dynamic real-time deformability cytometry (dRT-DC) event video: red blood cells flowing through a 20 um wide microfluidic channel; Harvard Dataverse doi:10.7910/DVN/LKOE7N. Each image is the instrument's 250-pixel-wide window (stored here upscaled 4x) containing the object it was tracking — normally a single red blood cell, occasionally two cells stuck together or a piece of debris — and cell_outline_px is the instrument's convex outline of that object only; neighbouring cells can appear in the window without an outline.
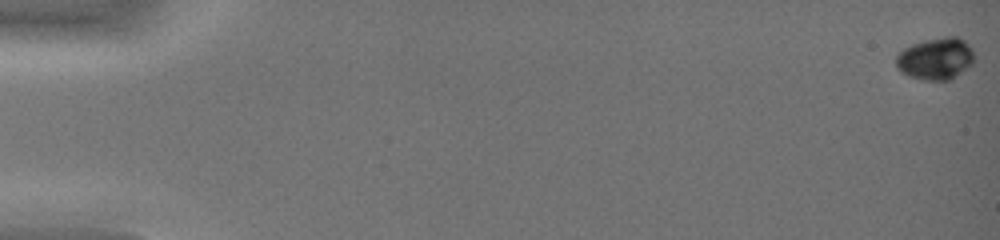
{"species": "common noctule bat (a hibernating species)", "species_latin": "Nyctalus noctula", "temperature_condition": "warm", "stored_images_in_passage": 46, "camera_frame_rate_fps": 3000, "um_per_image_px": 0.085, "animal": {"sex": "female", "body_mass_g": 19.0, "forearm_length_mm": 51.5}, "frame": {"image": 1, "passage_image": 1, "time_ms": 0.0, "image_size_px": [1000, 240], "cell_outline_px": [[972, 64], [948, 80], [924, 80], [908, 76], [900, 72], [896, 68], [896, 56], [904, 48], [912, 44], [928, 40], [948, 36], [956, 36], [964, 40], [972, 48]], "centroid_in_image_um": [79.49, 4.99], "position_along_channel_um": 5.5, "area_um2": 18.84}}
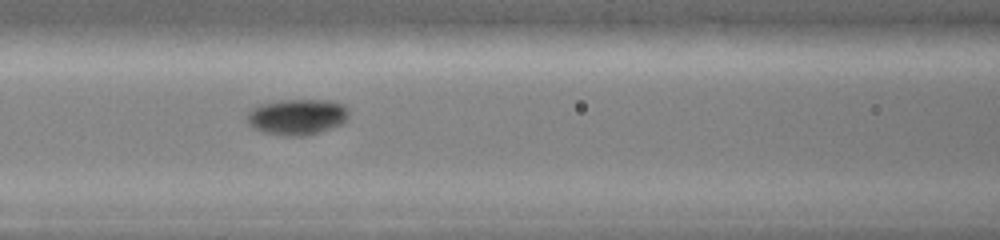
{"frame": {"image": 2, "passage_image": 23, "time_ms": 7.333, "image_size_px": [1000, 240], "cell_outline_px": [[348, 116], [344, 124], [308, 136], [280, 136], [264, 132], [252, 128], [248, 124], [248, 112], [252, 108], [260, 104], [280, 100], [332, 100], [344, 104], [348, 108]], "centroid_in_image_um": [25.28, 9.94], "position_along_channel_um": 141.3, "area_um2": 21.68}}
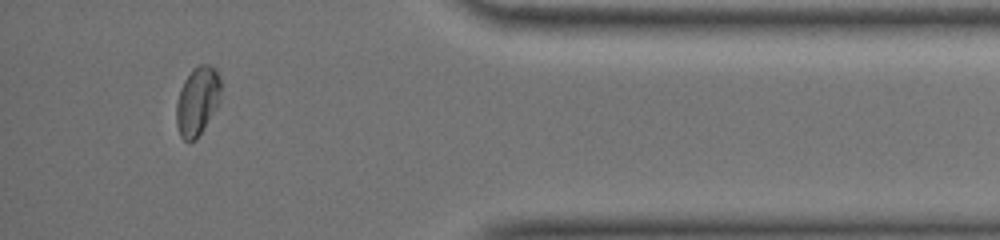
{"frame": {"image": 3, "passage_image": 43, "time_ms": 14.0, "image_size_px": [1000, 240], "cell_outline_px": [[220, 92], [216, 108], [196, 140], [188, 144], [180, 136], [176, 124], [176, 104], [180, 88], [184, 80], [192, 68], [200, 64], [208, 64], [216, 68], [220, 76]], "centroid_in_image_um": [16.75, 8.59], "position_along_channel_um": 418.4, "area_um2": 17.98}, "authors_computed_cell_mechanics": {"area_um2": 19.1607, "velocity_mm_per_s": 4.4459, "shape_relaxation_time_tau1_ms": 4.875, "shape_relaxation_time_tau2_ms": null, "deformation_change_tau1": 0.0984, "deformation_change_tau2": null}}